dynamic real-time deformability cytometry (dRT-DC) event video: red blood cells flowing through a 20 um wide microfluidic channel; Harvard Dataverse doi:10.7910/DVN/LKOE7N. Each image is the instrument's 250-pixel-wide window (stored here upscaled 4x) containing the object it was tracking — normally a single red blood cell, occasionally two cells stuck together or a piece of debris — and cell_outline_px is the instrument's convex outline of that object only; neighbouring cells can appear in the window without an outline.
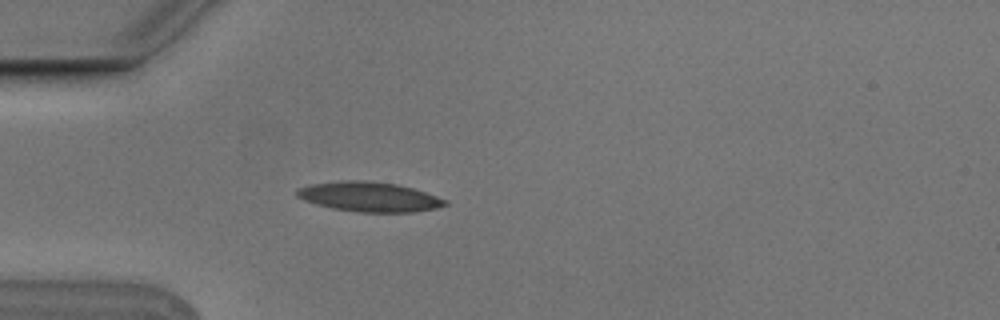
{"species": "Egyptian fruit bat (a non-hibernating species)", "species_latin": "Rousettus aegyptiacus", "temperature_condition": "cold", "stored_images_in_passage": 4, "camera_frame_rate_fps": 3000, "um_per_image_px": 0.085, "animal": {"sex": "male"}, "frame": {"image": 1, "passage_image": 4, "time_ms": 1.0, "image_size_px": [1000, 320], "cell_outline_px": [[448, 204], [436, 208], [412, 212], [360, 212], [332, 208], [316, 204], [304, 200], [296, 196], [296, 188], [308, 184], [344, 180], [368, 180], [396, 184], [412, 188], [448, 200]], "centroid_in_image_um": [31.35, 16.72], "position_along_channel_um": 53.7, "area_um2": 25.72}}